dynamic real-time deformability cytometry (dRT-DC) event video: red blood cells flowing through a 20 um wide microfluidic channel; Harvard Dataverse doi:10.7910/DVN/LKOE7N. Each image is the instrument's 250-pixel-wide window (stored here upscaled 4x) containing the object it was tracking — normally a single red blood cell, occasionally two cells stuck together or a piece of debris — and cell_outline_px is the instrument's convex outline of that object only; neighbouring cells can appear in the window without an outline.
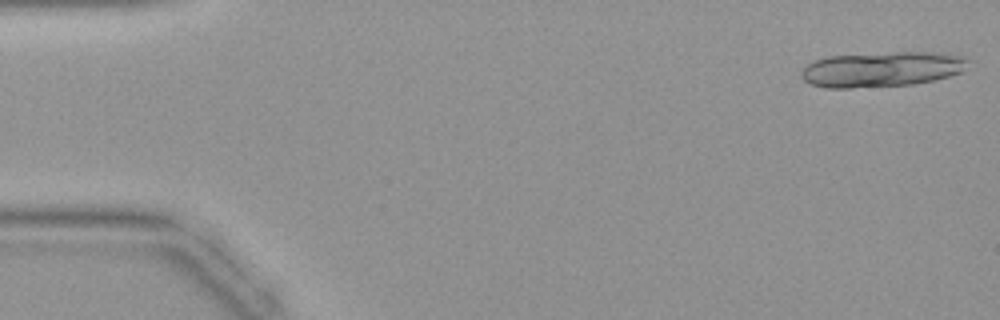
{"species": "common noctule bat (a hibernating species)", "species_latin": "Nyctalus noctula", "temperature_condition": "warm", "stored_images_in_passage": 14, "camera_frame_rate_fps": 3000, "um_per_image_px": 0.085, "animal": {"sex": "female", "body_mass_g": 19.9}, "frame": {"image": 1, "passage_image": 1, "time_ms": 0.0, "image_size_px": [1000, 320], "cell_outline_px": [[968, 60], [964, 72], [936, 80], [912, 84], [852, 88], [824, 88], [812, 84], [804, 80], [800, 76], [800, 72], [808, 64], [816, 60], [832, 56], [896, 52], [924, 52], [952, 56]], "centroid_in_image_um": [74.9, 5.91], "position_along_channel_um": 10.1, "area_um2": 33.7}}